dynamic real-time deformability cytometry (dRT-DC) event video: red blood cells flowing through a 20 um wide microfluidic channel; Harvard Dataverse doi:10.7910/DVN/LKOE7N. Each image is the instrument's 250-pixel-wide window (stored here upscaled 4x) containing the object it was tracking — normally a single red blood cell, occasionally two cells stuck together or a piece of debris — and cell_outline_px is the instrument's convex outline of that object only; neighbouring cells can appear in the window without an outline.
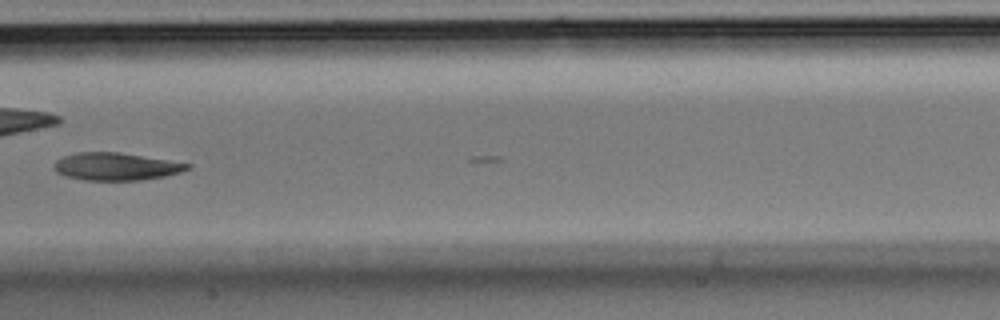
{"species": "Egyptian fruit bat (a non-hibernating species)", "species_latin": "Rousettus aegyptiacus", "temperature_condition": "room temperature", "stored_images_in_passage": 14, "camera_frame_rate_fps": 3000, "um_per_image_px": 0.085, "animal": {"sex": "male"}, "frame": {"image": 1, "passage_image": 13, "time_ms": 4.0, "image_size_px": [1000, 320], "cell_outline_px": [[192, 164], [188, 168], [180, 172], [164, 176], [140, 180], [84, 180], [64, 176], [56, 172], [56, 160], [64, 156], [76, 152], [120, 152]], "centroid_in_image_um": [9.84, 14.15], "position_along_channel_um": 197.6, "area_um2": 21.21}}